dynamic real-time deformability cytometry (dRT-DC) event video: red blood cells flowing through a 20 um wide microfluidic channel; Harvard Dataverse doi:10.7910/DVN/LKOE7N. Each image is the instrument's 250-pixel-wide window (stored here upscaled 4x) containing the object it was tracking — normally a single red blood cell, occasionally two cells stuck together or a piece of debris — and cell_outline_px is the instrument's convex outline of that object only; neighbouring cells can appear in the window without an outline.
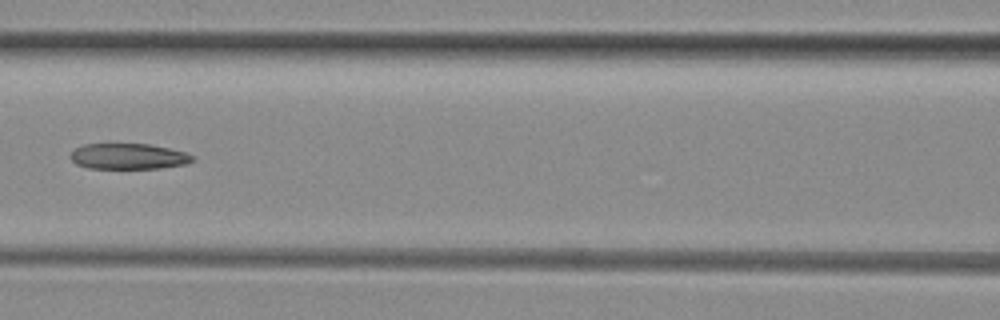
{"species": "common noctule bat (a hibernating species)", "species_latin": "Nyctalus noctula", "temperature_condition": "room temperature", "stored_images_in_passage": 7, "camera_frame_rate_fps": 3000, "um_per_image_px": 0.085, "animal": {"sex": "female", "body_mass_g": 29.2, "forearm_length_mm": 56.3}, "frame": {"image": 1, "passage_image": 6, "time_ms": 5.667, "image_size_px": [1000, 320], "cell_outline_px": [[196, 160], [184, 164], [160, 168], [88, 168], [76, 164], [68, 156], [76, 148], [84, 144], [148, 144], [168, 148], [184, 152], [196, 156]], "centroid_in_image_um": [10.92, 13.29], "position_along_channel_um": 155.7, "area_um2": 18.26}}
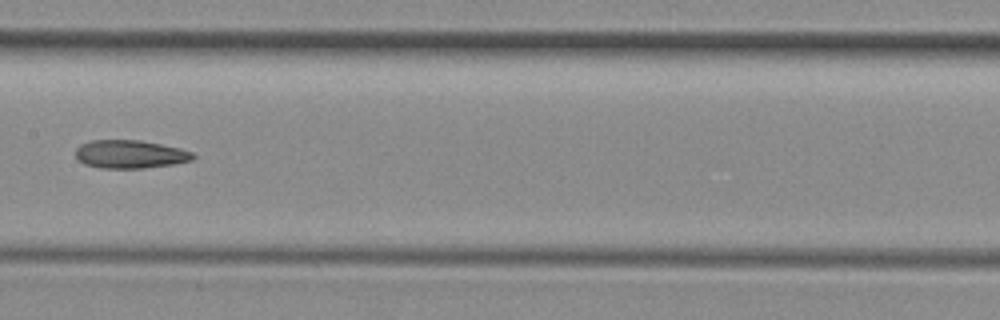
{"frame": {"image": 2, "passage_image": 7, "time_ms": 6.667, "image_size_px": [1000, 320], "cell_outline_px": [[196, 156], [192, 160], [172, 164], [144, 168], [100, 168], [84, 164], [76, 156], [76, 148], [80, 144], [92, 140], [140, 140], [180, 148], [192, 152]], "centroid_in_image_um": [11.05, 13.1], "position_along_channel_um": 196.3, "area_um2": 19.25}}